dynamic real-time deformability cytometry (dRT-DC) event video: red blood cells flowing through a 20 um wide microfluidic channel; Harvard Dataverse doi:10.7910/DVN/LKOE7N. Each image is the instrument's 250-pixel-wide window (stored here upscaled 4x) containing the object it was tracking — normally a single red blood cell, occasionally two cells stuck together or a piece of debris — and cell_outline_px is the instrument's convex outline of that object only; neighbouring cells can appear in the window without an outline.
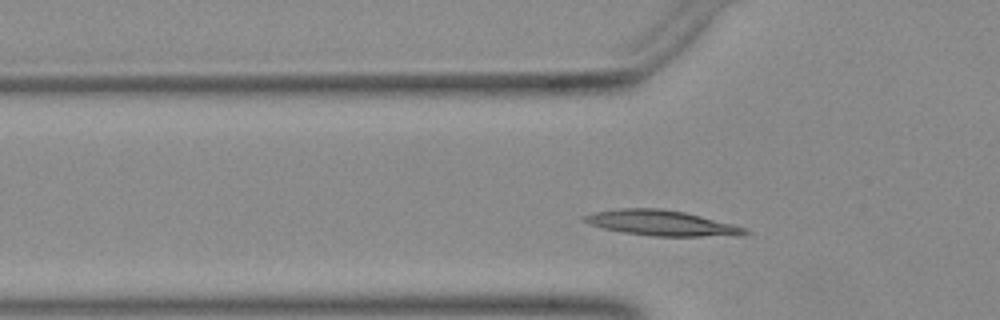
{"species": "Egyptian fruit bat (a non-hibernating species)", "species_latin": "Rousettus aegyptiacus", "temperature_condition": "warm", "stored_images_in_passage": 26, "camera_frame_rate_fps": 3000, "um_per_image_px": 0.085, "animal": {"sex": "female"}, "frame": {"image": 1, "passage_image": 7, "time_ms": 2.0, "image_size_px": [1000, 320], "cell_outline_px": [[752, 232], [740, 236], [652, 236], [624, 232], [604, 228], [588, 224], [584, 220], [584, 216], [592, 212], [620, 208], [660, 208], [684, 212], [748, 228]], "centroid_in_image_um": [56.27, 18.96], "position_along_channel_um": 69.5, "area_um2": 23.7}}
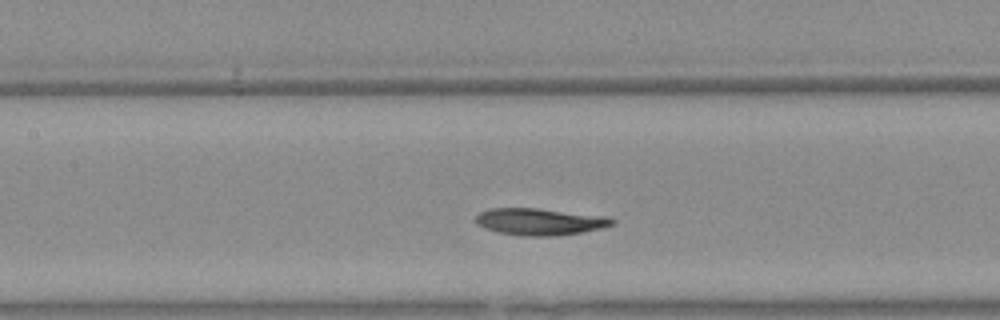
{"frame": {"image": 2, "passage_image": 14, "time_ms": 4.333, "image_size_px": [1000, 320], "cell_outline_px": [[616, 224], [584, 232], [556, 236], [520, 236], [496, 232], [484, 228], [476, 224], [476, 216], [480, 212], [488, 208], [536, 208], [608, 216], [616, 220]], "centroid_in_image_um": [45.89, 18.85], "position_along_channel_um": 161.5, "area_um2": 21.68}}
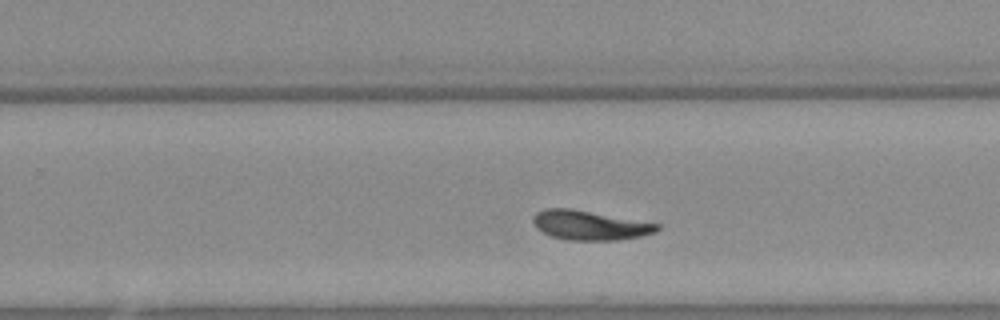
{"frame": {"image": 3, "passage_image": 23, "time_ms": 7.333, "image_size_px": [1000, 320], "cell_outline_px": [[660, 228], [656, 232], [640, 236], [616, 240], [564, 240], [552, 236], [536, 228], [532, 220], [532, 216], [536, 212], [544, 208], [568, 208], [660, 224]], "centroid_in_image_um": [50.09, 19.15], "position_along_channel_um": 279.7, "area_um2": 21.1}}